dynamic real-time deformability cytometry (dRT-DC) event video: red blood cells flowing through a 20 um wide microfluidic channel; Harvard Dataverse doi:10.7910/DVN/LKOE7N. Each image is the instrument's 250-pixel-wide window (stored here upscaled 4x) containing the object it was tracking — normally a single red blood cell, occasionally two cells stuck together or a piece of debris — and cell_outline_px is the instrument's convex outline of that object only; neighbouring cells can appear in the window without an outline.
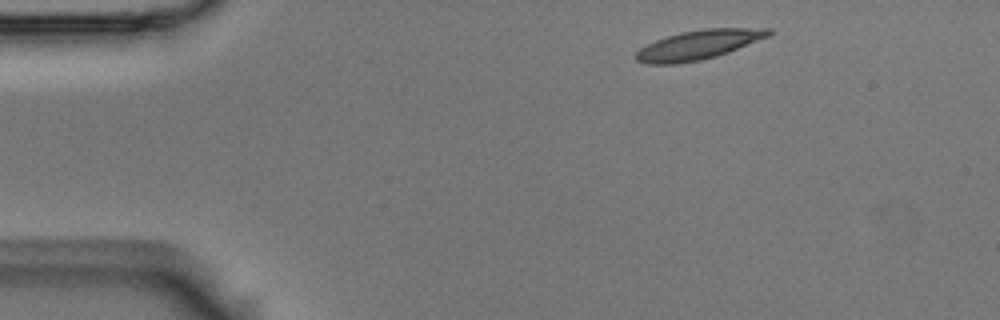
{"species": "Egyptian fruit bat (a non-hibernating species)", "species_latin": "Rousettus aegyptiacus", "temperature_condition": "room temperature", "stored_images_in_passage": 9, "camera_frame_rate_fps": 3000, "um_per_image_px": 0.085, "animal": {"sex": "male"}, "frame": {"image": 1, "passage_image": 1, "time_ms": 0.0, "image_size_px": [1000, 320], "cell_outline_px": [[772, 32], [768, 36], [728, 52], [716, 56], [700, 60], [676, 64], [648, 64], [636, 60], [632, 56], [640, 48], [656, 40], [680, 32], [704, 28], [772, 28]], "centroid_in_image_um": [59.33, 3.81], "position_along_channel_um": 25.7, "area_um2": 22.54}}
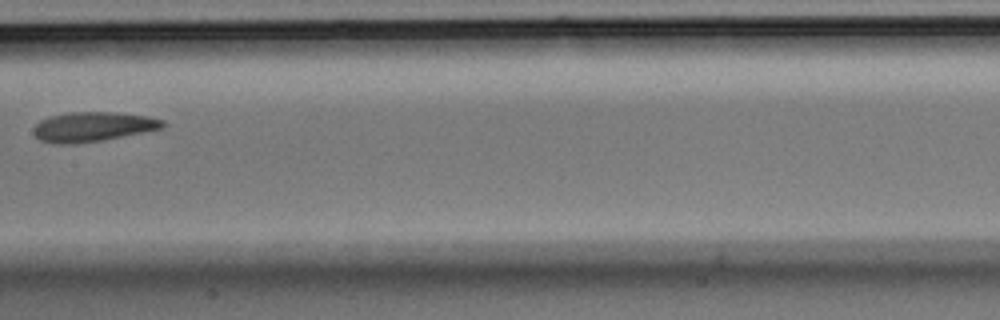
{"frame": {"image": 2, "passage_image": 6, "time_ms": 1.667, "image_size_px": [1000, 320], "cell_outline_px": [[164, 128], [104, 140], [72, 144], [60, 144], [40, 140], [32, 132], [32, 128], [40, 120], [48, 116], [68, 112], [112, 112], [148, 116], [164, 120]], "centroid_in_image_um": [7.87, 10.77], "position_along_channel_um": 199.5, "area_um2": 22.43}}
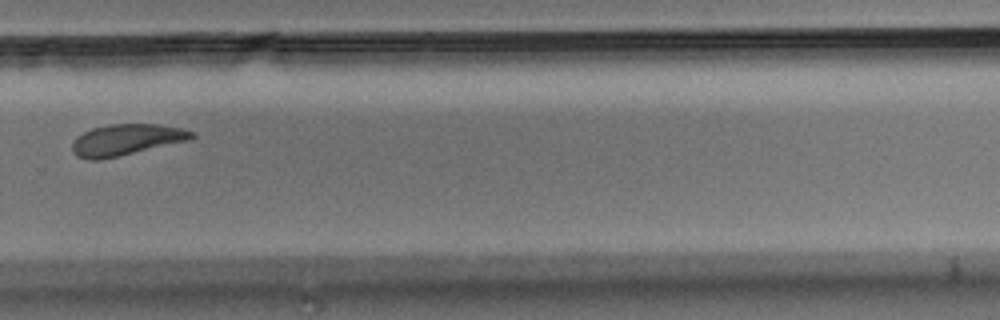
{"frame": {"image": 3, "passage_image": 9, "time_ms": 2.667, "image_size_px": [1000, 320], "cell_outline_px": [[196, 136], [192, 140], [100, 160], [88, 160], [76, 156], [72, 152], [72, 144], [76, 136], [92, 128], [108, 124], [156, 124], [184, 128], [196, 132]], "centroid_in_image_um": [10.77, 11.88], "position_along_channel_um": 319.0, "area_um2": 22.08}}